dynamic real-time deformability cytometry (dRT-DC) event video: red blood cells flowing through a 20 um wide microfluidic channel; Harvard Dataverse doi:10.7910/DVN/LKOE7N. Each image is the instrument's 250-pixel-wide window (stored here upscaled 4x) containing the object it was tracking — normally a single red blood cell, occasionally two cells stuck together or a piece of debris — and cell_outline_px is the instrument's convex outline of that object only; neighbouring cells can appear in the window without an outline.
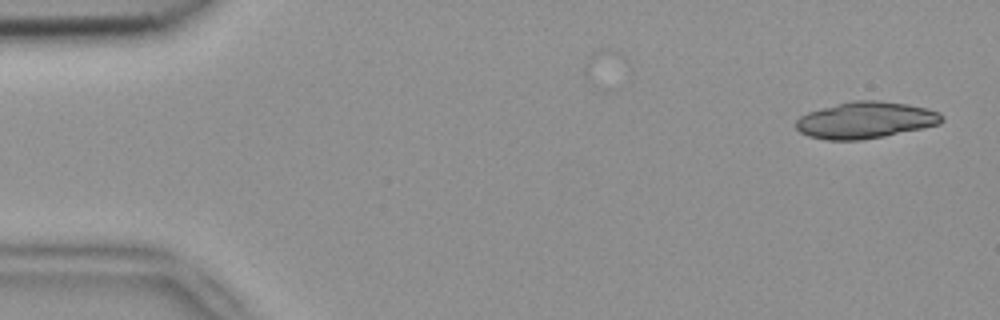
{"species": "common noctule bat (a hibernating species)", "species_latin": "Nyctalus noctula", "temperature_condition": "room temperature", "stored_images_in_passage": 6, "camera_frame_rate_fps": 3000, "um_per_image_px": 0.085, "animal": {"sex": "female", "body_mass_g": 18.4}, "frame": {"image": 1, "passage_image": 1, "time_ms": 0.0, "image_size_px": [1000, 320], "cell_outline_px": [[944, 120], [940, 124], [924, 128], [884, 136], [860, 140], [828, 140], [808, 136], [800, 132], [796, 128], [796, 120], [800, 116], [808, 112], [836, 104], [852, 100], [880, 100], [908, 104], [928, 108], [940, 112], [944, 116]], "centroid_in_image_um": [73.61, 10.2], "position_along_channel_um": 11.4, "area_um2": 31.33}}